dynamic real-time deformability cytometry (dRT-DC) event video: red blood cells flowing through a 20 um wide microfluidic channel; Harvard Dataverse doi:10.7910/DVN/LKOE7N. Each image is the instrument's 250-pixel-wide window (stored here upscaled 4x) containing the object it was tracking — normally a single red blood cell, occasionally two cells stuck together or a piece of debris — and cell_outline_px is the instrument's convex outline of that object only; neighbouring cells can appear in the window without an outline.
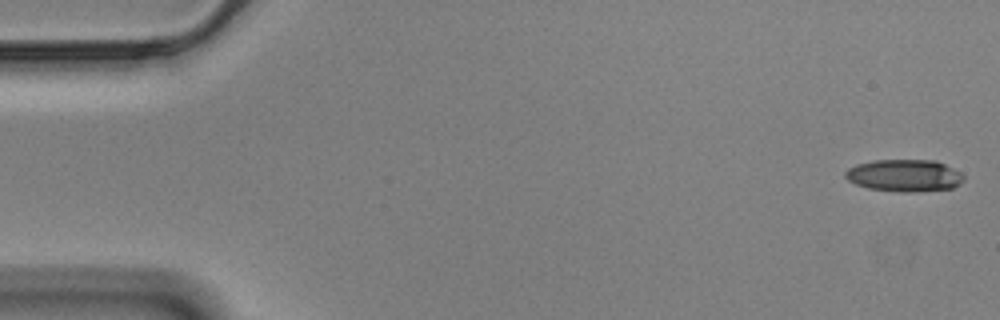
{"species": "Egyptian fruit bat (a non-hibernating species)", "species_latin": "Rousettus aegyptiacus", "temperature_condition": "cold", "stored_images_in_passage": 57, "camera_frame_rate_fps": 3000, "um_per_image_px": 0.085, "animal": {"sex": "male"}, "frame": {"image": 1, "passage_image": 1, "time_ms": 0.0, "image_size_px": [1000, 320], "cell_outline_px": [[964, 180], [960, 184], [952, 188], [908, 192], [904, 192], [868, 188], [856, 184], [848, 180], [844, 176], [844, 172], [848, 168], [856, 164], [872, 160], [936, 160], [960, 172], [964, 176]], "centroid_in_image_um": [76.85, 14.91], "position_along_channel_um": 8.1, "area_um2": 22.14}}
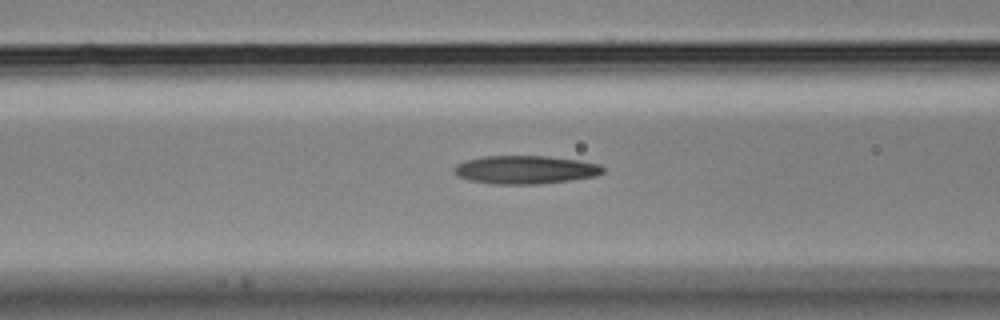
{"frame": {"image": 2, "passage_image": 22, "time_ms": 7.0, "image_size_px": [1000, 320], "cell_outline_px": [[604, 172], [596, 176], [572, 180], [540, 184], [496, 184], [468, 180], [456, 176], [452, 172], [452, 168], [456, 164], [468, 160], [484, 156], [548, 156], [576, 160], [600, 164], [604, 168]], "centroid_in_image_um": [44.63, 14.43], "position_along_channel_um": 122.0, "area_um2": 24.68}}
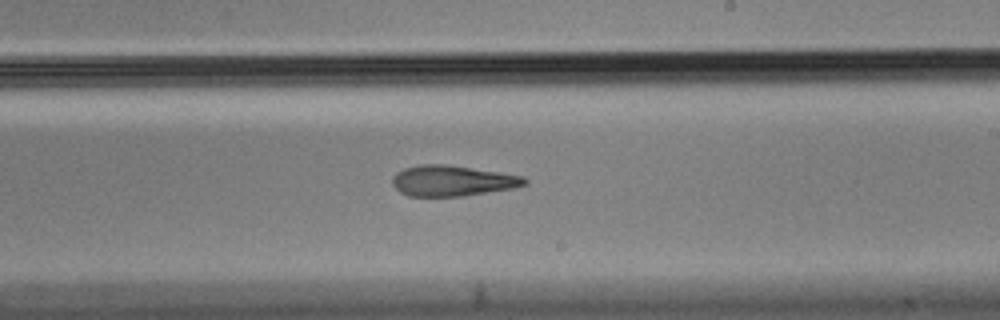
{"frame": {"image": 3, "passage_image": 33, "time_ms": 10.667, "image_size_px": [1000, 320], "cell_outline_px": [[528, 184], [512, 188], [464, 196], [408, 196], [400, 192], [392, 184], [392, 176], [396, 172], [404, 168], [420, 164], [448, 164], [524, 176], [528, 180]], "centroid_in_image_um": [38.44, 15.36], "position_along_channel_um": 250.6, "area_um2": 23.76}, "authors_computed_cell_mechanics": {"area_um2": 23.8714, "velocity_mm_per_s": 3.5037, "shape_relaxation_time_tau1_ms": 6.624, "shape_relaxation_time_tau2_ms": 6.3876, "deformation_change_tau1": 0.2112, "deformation_change_tau2": 0.2005}}